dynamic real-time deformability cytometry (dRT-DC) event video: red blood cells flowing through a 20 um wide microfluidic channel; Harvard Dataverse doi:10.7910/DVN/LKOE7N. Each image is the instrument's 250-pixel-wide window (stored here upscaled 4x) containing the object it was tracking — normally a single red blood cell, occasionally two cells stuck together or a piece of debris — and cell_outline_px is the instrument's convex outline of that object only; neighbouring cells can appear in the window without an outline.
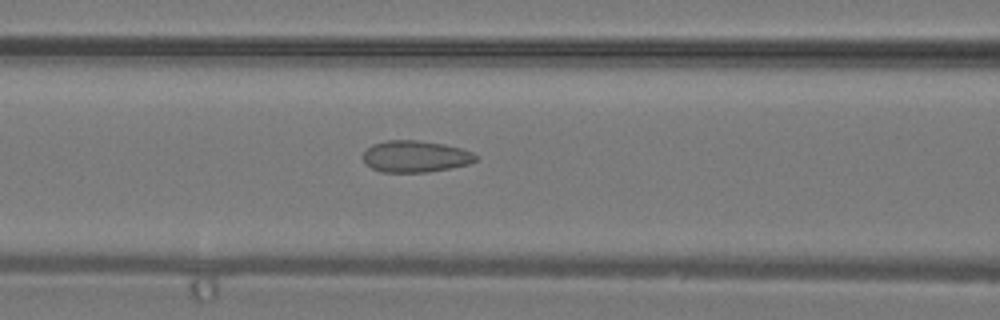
{"species": "common noctule bat (a hibernating species)", "species_latin": "Nyctalus noctula", "temperature_condition": "warm", "stored_images_in_passage": 30, "camera_frame_rate_fps": 3000, "um_per_image_px": 0.085, "animal": {"sex": "male", "body_mass_g": 19.2, "forearm_length_mm": 51.8}, "frame": {"image": 1, "passage_image": 14, "time_ms": 4.333, "image_size_px": [1000, 320], "cell_outline_px": [[476, 160], [468, 164], [428, 172], [380, 172], [364, 164], [364, 152], [372, 144], [388, 140], [416, 140], [444, 144], [460, 148], [472, 152], [476, 156]], "centroid_in_image_um": [35.27, 13.3], "position_along_channel_um": 131.3, "area_um2": 20.63}}
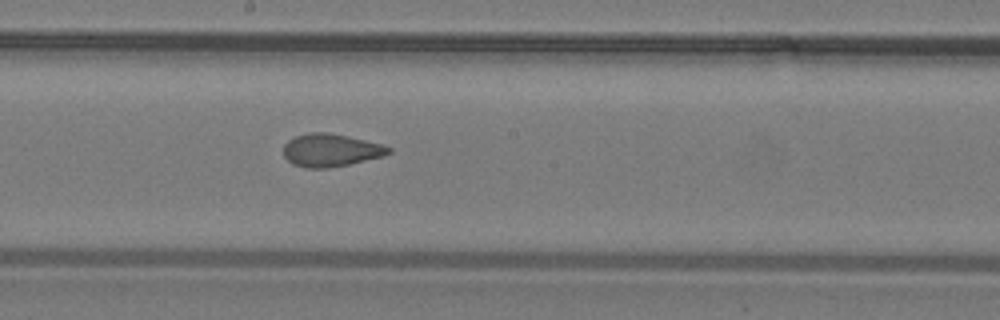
{"frame": {"image": 2, "passage_image": 19, "time_ms": 6.0, "image_size_px": [1000, 320], "cell_outline_px": [[392, 152], [384, 156], [348, 164], [328, 168], [304, 168], [292, 164], [284, 156], [284, 144], [288, 140], [296, 136], [308, 132], [328, 132], [348, 136], [380, 144], [392, 148]], "centroid_in_image_um": [28.1, 12.77], "position_along_channel_um": 220.1, "area_um2": 20.11}}
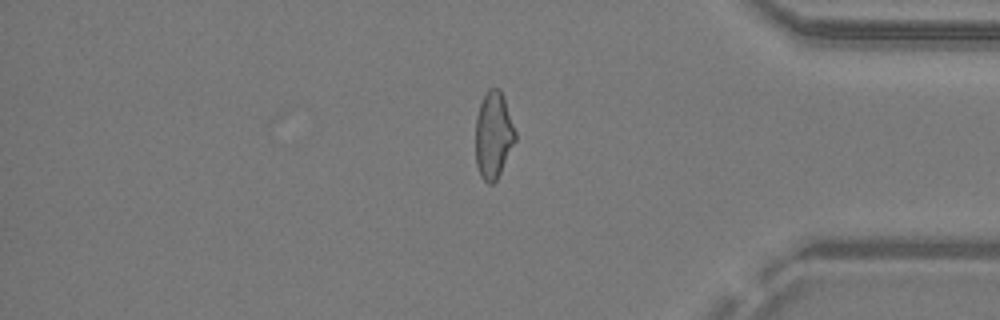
{"frame": {"image": 3, "passage_image": 30, "time_ms": 9.667, "image_size_px": [1000, 320], "cell_outline_px": [[516, 140], [496, 180], [492, 184], [488, 184], [480, 176], [476, 164], [476, 116], [480, 104], [488, 88], [500, 88], [516, 132]], "centroid_in_image_um": [41.93, 11.49], "position_along_channel_um": 393.3, "area_um2": 19.94}}